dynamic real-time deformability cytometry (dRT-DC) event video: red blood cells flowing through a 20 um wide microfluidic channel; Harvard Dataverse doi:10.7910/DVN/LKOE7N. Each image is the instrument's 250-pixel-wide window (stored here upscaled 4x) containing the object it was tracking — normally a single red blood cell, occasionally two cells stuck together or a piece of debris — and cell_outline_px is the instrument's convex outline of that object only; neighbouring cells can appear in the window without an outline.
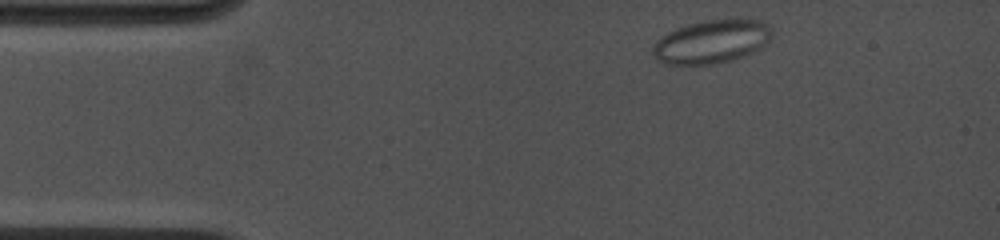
{"species": "common noctule bat (a hibernating species)", "species_latin": "Nyctalus noctula", "temperature_condition": "cold", "stored_images_in_passage": 41, "camera_frame_rate_fps": 4500, "um_per_image_px": 0.085, "animal": {"sex": "female", "body_mass_g": 19.0, "forearm_length_mm": 53.3}, "frame": {"image": 1, "passage_image": 2, "time_ms": 0.444, "image_size_px": [1000, 240], "cell_outline_px": [[772, 32], [768, 40], [760, 48], [752, 52], [728, 60], [712, 64], [668, 64], [656, 60], [652, 52], [652, 48], [656, 40], [668, 32], [676, 28], [688, 24], [708, 20], [740, 16], [764, 20], [772, 28]], "centroid_in_image_um": [60.51, 3.48], "position_along_channel_um": 24.5, "area_um2": 30.46}}
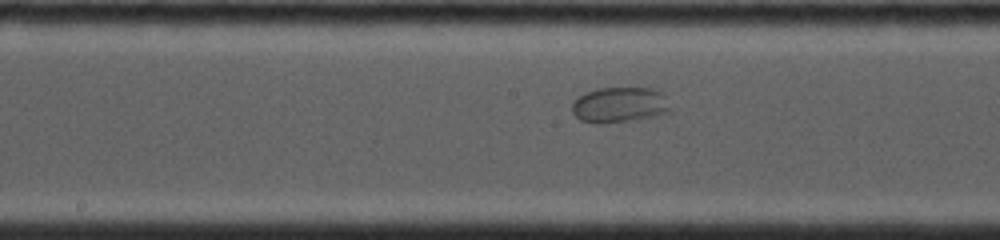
{"frame": {"image": 2, "passage_image": 26, "time_ms": 6.444, "image_size_px": [1000, 240], "cell_outline_px": [[672, 108], [656, 116], [640, 120], [596, 124], [580, 120], [572, 112], [572, 104], [580, 96], [588, 92], [600, 88], [652, 88], [664, 92]], "centroid_in_image_um": [52.71, 8.92], "position_along_channel_um": 195.5, "area_um2": 20.52}}
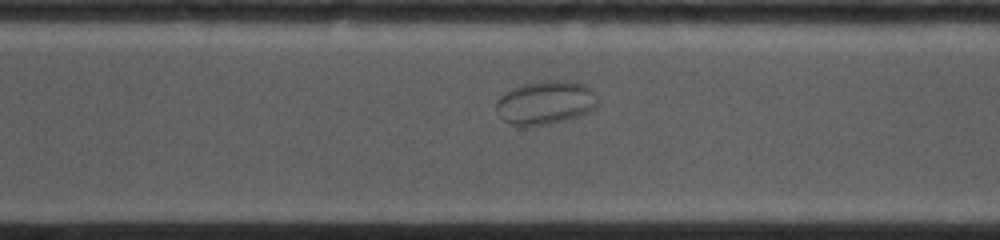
{"frame": {"image": 3, "passage_image": 40, "time_ms": 9.778, "image_size_px": [1000, 240], "cell_outline_px": [[596, 108], [580, 116], [548, 124], [508, 124], [496, 112], [496, 100], [500, 96], [512, 88], [524, 84], [540, 80], [568, 80], [584, 84], [596, 92]], "centroid_in_image_um": [46.38, 8.69], "position_along_channel_um": 324.2, "area_um2": 25.72}}